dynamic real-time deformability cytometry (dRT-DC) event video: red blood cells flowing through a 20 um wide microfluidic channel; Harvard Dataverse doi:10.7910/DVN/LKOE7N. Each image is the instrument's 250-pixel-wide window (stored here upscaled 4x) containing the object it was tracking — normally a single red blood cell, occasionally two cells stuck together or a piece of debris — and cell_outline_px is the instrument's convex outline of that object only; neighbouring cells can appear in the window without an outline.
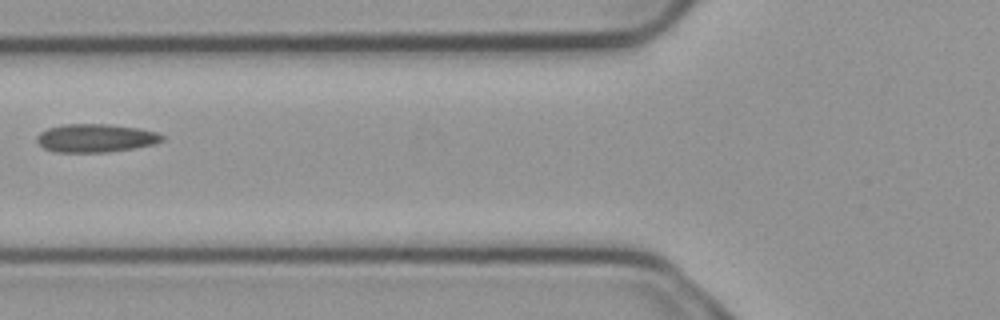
{"species": "common noctule bat (a hibernating species)", "species_latin": "Nyctalus noctula", "temperature_condition": "cold", "stored_images_in_passage": 5, "camera_frame_rate_fps": 3000, "um_per_image_px": 0.085, "animal": {"sex": "male", "body_mass_g": 23.1, "forearm_length_mm": 52.7}, "frame": {"image": 1, "passage_image": 4, "time_ms": 1.0, "image_size_px": [1000, 320], "cell_outline_px": [[164, 140], [152, 144], [132, 148], [108, 152], [56, 152], [44, 148], [36, 140], [36, 136], [40, 132], [48, 128], [64, 124], [108, 124], [140, 128], [160, 132], [164, 136]], "centroid_in_image_um": [8.14, 11.73], "position_along_channel_um": 117.7, "area_um2": 20.69}}
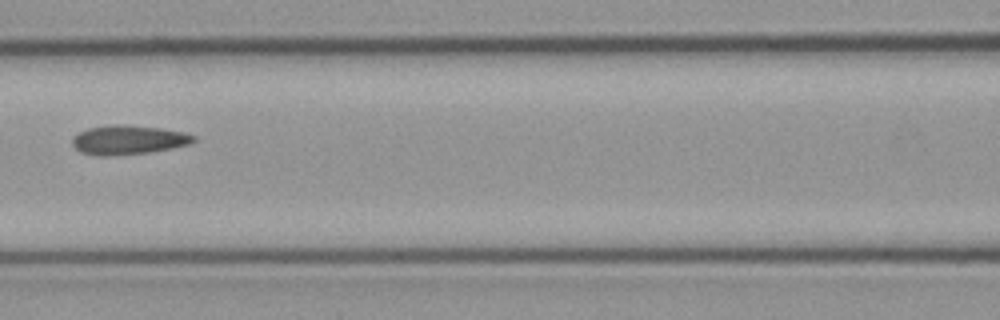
{"frame": {"image": 2, "passage_image": 5, "time_ms": 1.333, "image_size_px": [1000, 320], "cell_outline_px": [[196, 140], [192, 144], [172, 148], [148, 152], [104, 156], [100, 156], [80, 152], [72, 144], [72, 136], [88, 128], [112, 124], [116, 124], [160, 128], [184, 132], [196, 136]], "centroid_in_image_um": [10.92, 11.88], "position_along_channel_um": 155.7, "area_um2": 20.58}}